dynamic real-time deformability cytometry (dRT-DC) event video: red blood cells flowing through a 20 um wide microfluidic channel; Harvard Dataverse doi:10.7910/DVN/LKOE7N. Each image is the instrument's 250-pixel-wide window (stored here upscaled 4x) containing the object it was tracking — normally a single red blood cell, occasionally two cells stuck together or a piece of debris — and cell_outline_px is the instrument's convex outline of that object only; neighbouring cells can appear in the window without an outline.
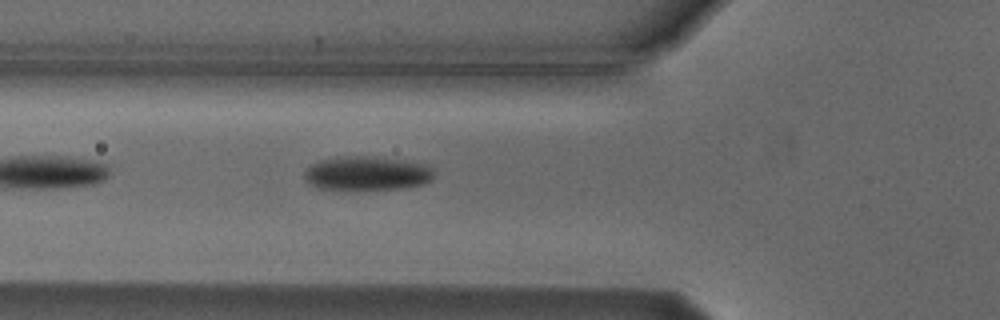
{"species": "Egyptian fruit bat (a non-hibernating species)", "species_latin": "Rousettus aegyptiacus", "temperature_condition": "cold", "stored_images_in_passage": 5, "camera_frame_rate_fps": 3000, "um_per_image_px": 0.085, "animal": {"sex": "male"}, "frame": {"image": 1, "passage_image": 5, "time_ms": 4.667, "image_size_px": [1000, 320], "cell_outline_px": [[436, 172], [432, 180], [424, 184], [400, 188], [320, 188], [304, 180], [304, 172], [312, 164], [320, 160], [336, 156], [376, 156], [404, 160], [428, 164]], "centroid_in_image_um": [31.25, 14.69], "position_along_channel_um": 94.6, "area_um2": 25.61}}